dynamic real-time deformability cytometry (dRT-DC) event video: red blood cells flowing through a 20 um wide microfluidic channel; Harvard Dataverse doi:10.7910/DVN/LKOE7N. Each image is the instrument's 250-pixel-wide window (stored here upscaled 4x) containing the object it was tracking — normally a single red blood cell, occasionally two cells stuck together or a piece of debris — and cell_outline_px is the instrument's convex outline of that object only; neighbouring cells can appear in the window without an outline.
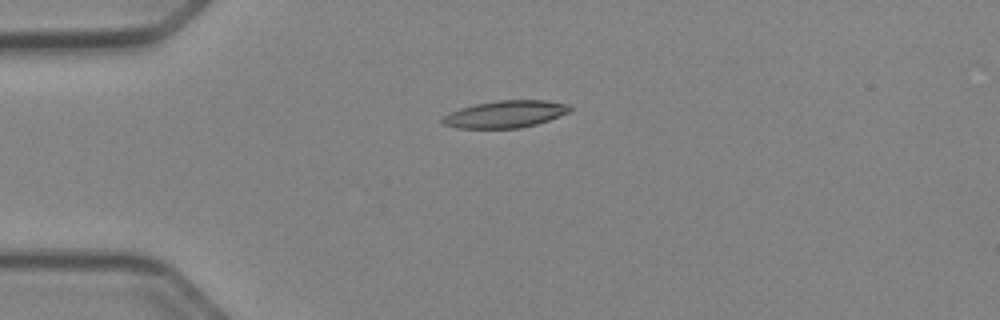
{"species": "Egyptian fruit bat (a non-hibernating species)", "species_latin": "Rousettus aegyptiacus", "temperature_condition": "cold", "stored_images_in_passage": 39, "camera_frame_rate_fps": 3000, "um_per_image_px": 0.085, "animal": {"sex": "female"}, "frame": {"image": 1, "passage_image": 1, "time_ms": 0.0, "image_size_px": [1000, 320], "cell_outline_px": [[572, 108], [568, 112], [548, 120], [536, 124], [520, 128], [456, 128], [444, 124], [440, 120], [448, 112], [460, 108], [476, 104], [496, 100], [548, 100], [568, 104]], "centroid_in_image_um": [42.93, 9.69], "position_along_channel_um": 42.1, "area_um2": 20.11}}
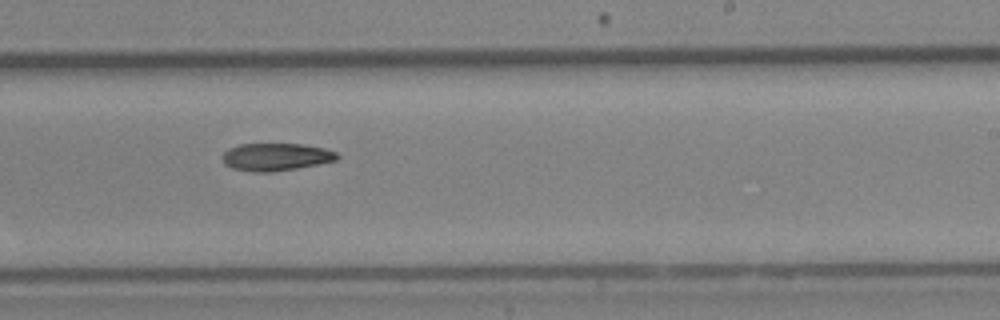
{"frame": {"image": 2, "passage_image": 20, "time_ms": 6.333, "image_size_px": [1000, 320], "cell_outline_px": [[340, 156], [336, 160], [296, 168], [272, 172], [256, 172], [232, 168], [224, 164], [220, 156], [228, 148], [240, 144], [300, 144], [324, 148], [336, 152]], "centroid_in_image_um": [23.4, 13.33], "position_along_channel_um": 265.6, "area_um2": 18.38}}
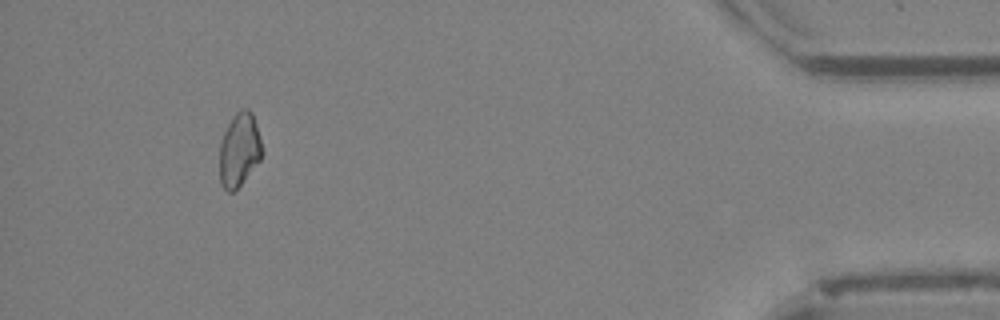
{"frame": {"image": 3, "passage_image": 36, "time_ms": 11.667, "image_size_px": [1000, 320], "cell_outline_px": [[264, 152], [260, 160], [240, 184], [232, 192], [228, 192], [220, 184], [220, 144], [224, 132], [232, 116], [240, 108], [248, 108], [252, 112], [256, 124]], "centroid_in_image_um": [20.35, 12.7], "position_along_channel_um": 414.9, "area_um2": 18.21}}